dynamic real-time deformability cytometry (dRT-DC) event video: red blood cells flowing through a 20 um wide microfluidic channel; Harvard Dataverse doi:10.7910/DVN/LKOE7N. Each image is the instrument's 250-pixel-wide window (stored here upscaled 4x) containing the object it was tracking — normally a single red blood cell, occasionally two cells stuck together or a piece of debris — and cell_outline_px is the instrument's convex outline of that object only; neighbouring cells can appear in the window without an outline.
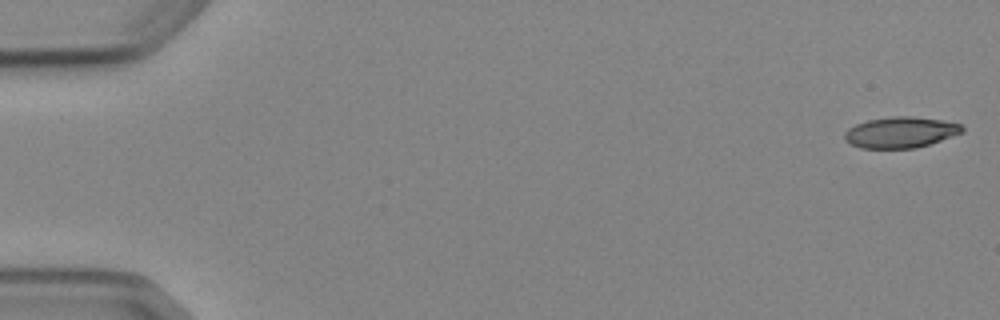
{"species": "Egyptian fruit bat (a non-hibernating species)", "species_latin": "Rousettus aegyptiacus", "temperature_condition": "cold", "stored_images_in_passage": 5, "camera_frame_rate_fps": 3000, "um_per_image_px": 0.085, "animal": {"sex": "female"}, "frame": {"image": 1, "passage_image": 1, "time_ms": 0.0, "image_size_px": [1000, 320], "cell_outline_px": [[964, 132], [916, 148], [860, 148], [844, 140], [844, 132], [848, 128], [856, 124], [868, 120], [892, 116], [912, 116], [940, 120], [960, 124], [964, 128]], "centroid_in_image_um": [76.52, 11.25], "position_along_channel_um": 8.5, "area_um2": 21.1}}
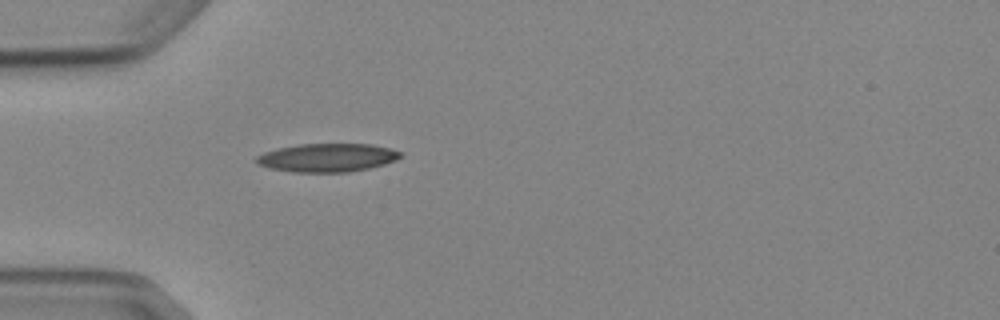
{"frame": {"image": 2, "passage_image": 5, "time_ms": 5.0, "image_size_px": [1000, 320], "cell_outline_px": [[404, 156], [396, 160], [384, 164], [368, 168], [348, 172], [292, 172], [268, 168], [256, 164], [256, 156], [264, 152], [280, 148], [300, 144], [372, 144], [392, 148], [404, 152]], "centroid_in_image_um": [27.86, 13.4], "position_along_channel_um": 57.1, "area_um2": 24.04}}